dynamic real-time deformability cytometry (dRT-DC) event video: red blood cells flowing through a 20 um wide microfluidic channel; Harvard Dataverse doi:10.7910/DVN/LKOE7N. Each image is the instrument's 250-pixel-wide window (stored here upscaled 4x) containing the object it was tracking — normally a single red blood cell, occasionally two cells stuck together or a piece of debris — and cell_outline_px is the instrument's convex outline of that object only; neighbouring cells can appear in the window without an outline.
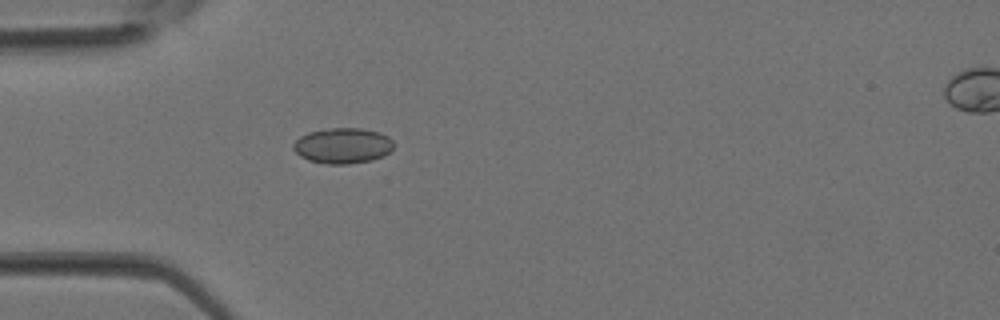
{"species": "Egyptian fruit bat (a non-hibernating species)", "species_latin": "Rousettus aegyptiacus", "temperature_condition": "room temperature", "stored_images_in_passage": 23, "camera_frame_rate_fps": 3000, "um_per_image_px": 0.085, "animal": {"sex": "female"}, "frame": {"image": 1, "passage_image": 1, "time_ms": 0.0, "image_size_px": [1000, 320], "cell_outline_px": [[392, 148], [384, 156], [372, 160], [348, 164], [328, 164], [308, 160], [300, 156], [292, 148], [292, 144], [300, 136], [308, 132], [332, 128], [360, 128], [380, 132], [388, 136], [392, 140]], "centroid_in_image_um": [29.12, 12.38], "position_along_channel_um": 55.9, "area_um2": 20.81}}
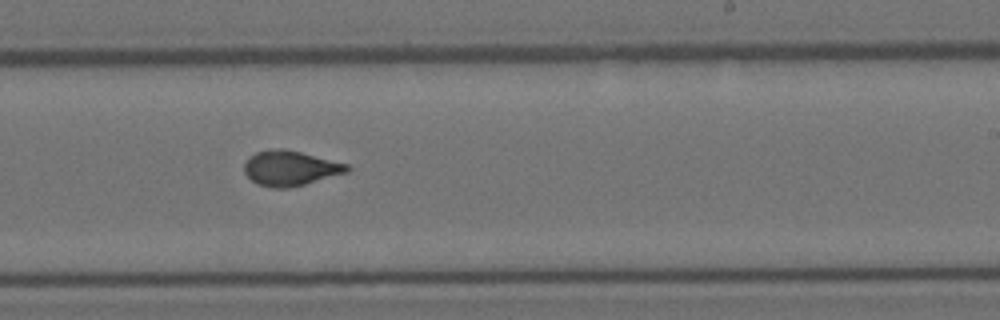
{"frame": {"image": 2, "passage_image": 13, "time_ms": 4.0, "image_size_px": [1000, 320], "cell_outline_px": [[352, 168], [348, 172], [304, 184], [288, 188], [272, 188], [256, 184], [244, 172], [244, 164], [256, 152], [280, 148], [284, 148], [348, 164]], "centroid_in_image_um": [24.68, 14.31], "position_along_channel_um": 264.3, "area_um2": 20.75}}
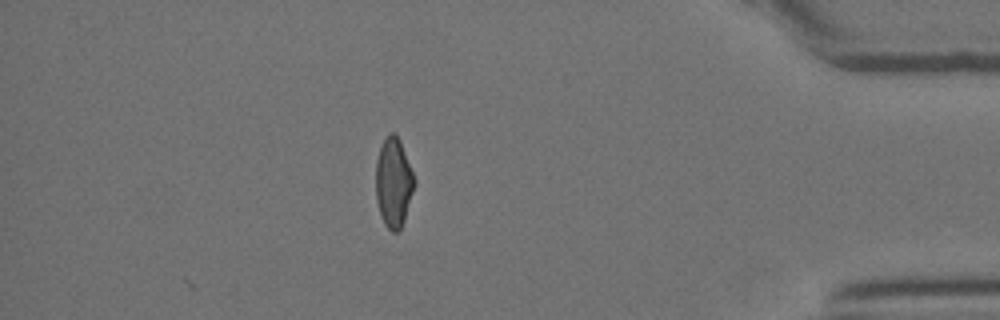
{"frame": {"image": 3, "passage_image": 23, "time_ms": 7.333, "image_size_px": [1000, 320], "cell_outline_px": [[416, 184], [400, 232], [392, 232], [384, 224], [380, 216], [376, 200], [376, 160], [380, 148], [384, 140], [392, 132], [400, 140], [416, 180]], "centroid_in_image_um": [33.46, 15.57], "position_along_channel_um": 401.7, "area_um2": 20.17}}